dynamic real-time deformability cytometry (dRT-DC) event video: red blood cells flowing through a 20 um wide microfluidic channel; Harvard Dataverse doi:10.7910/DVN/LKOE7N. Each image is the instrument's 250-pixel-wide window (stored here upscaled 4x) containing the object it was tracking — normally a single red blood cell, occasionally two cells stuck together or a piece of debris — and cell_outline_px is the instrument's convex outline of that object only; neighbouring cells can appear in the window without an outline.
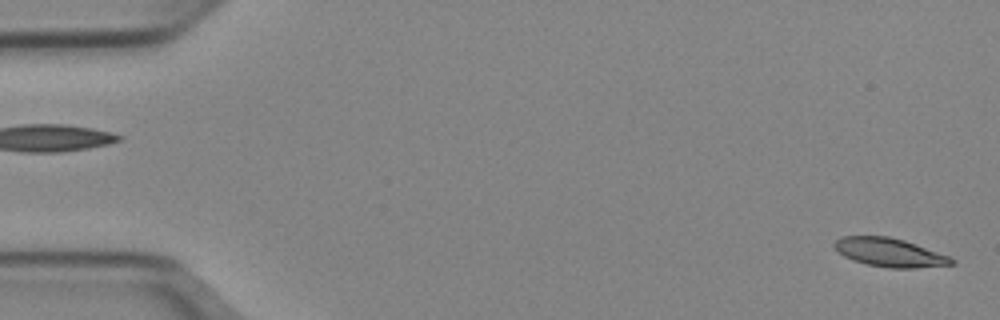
{"species": "Egyptian fruit bat (a non-hibernating species)", "species_latin": "Rousettus aegyptiacus", "temperature_condition": "cold", "stored_images_in_passage": 13, "camera_frame_rate_fps": 3000, "um_per_image_px": 0.085, "animal": {"sex": "female"}, "frame": {"image": 1, "passage_image": 1, "time_ms": 0.0, "image_size_px": [1000, 320], "cell_outline_px": [[956, 264], [916, 268], [888, 268], [868, 264], [852, 260], [844, 256], [832, 244], [840, 236], [888, 236], [904, 240], [916, 244], [948, 256], [956, 260]], "centroid_in_image_um": [75.63, 21.46], "position_along_channel_um": 9.4, "area_um2": 19.48}}